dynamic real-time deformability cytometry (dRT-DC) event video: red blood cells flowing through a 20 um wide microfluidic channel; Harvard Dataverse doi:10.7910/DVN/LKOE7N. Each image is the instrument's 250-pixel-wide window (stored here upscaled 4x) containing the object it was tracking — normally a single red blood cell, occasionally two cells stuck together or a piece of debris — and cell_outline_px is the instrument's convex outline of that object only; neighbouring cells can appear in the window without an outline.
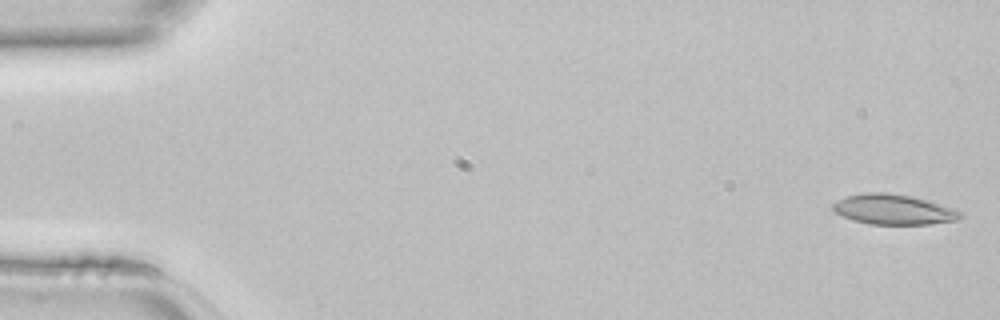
{"species": "common noctule bat (a hibernating species)", "species_latin": "Nyctalus noctula", "temperature_condition": "room temperature", "stored_images_in_passage": 45, "camera_frame_rate_fps": 3000, "um_per_image_px": 0.085, "animal": {"sex": "female", "body_mass_g": 22.7, "forearm_length_mm": 54.2}, "frame": {"image": 1, "passage_image": 1, "time_ms": 0.0, "image_size_px": [1000, 320], "cell_outline_px": [[964, 216], [956, 220], [928, 224], [868, 224], [852, 220], [836, 212], [832, 208], [832, 204], [836, 200], [844, 196], [864, 192], [888, 192], [912, 196], [928, 200], [960, 212]], "centroid_in_image_um": [75.88, 17.79], "position_along_channel_um": 9.1, "area_um2": 22.37}}
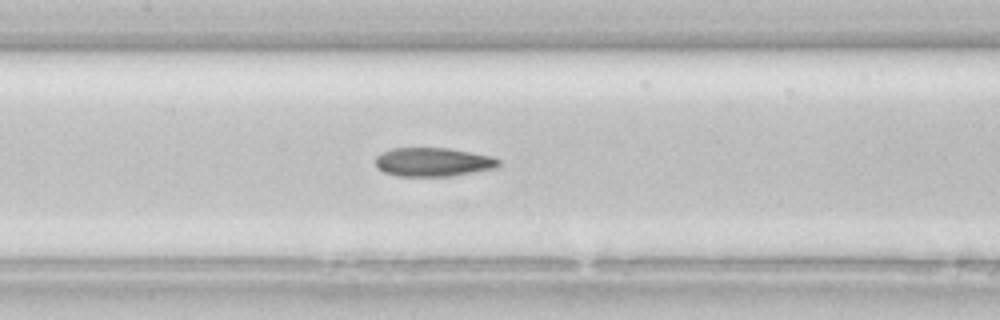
{"frame": {"image": 2, "passage_image": 21, "time_ms": 6.667, "image_size_px": [1000, 320], "cell_outline_px": [[500, 164], [496, 168], [452, 176], [396, 176], [384, 172], [376, 168], [376, 156], [392, 148], [448, 148], [492, 156], [500, 160]], "centroid_in_image_um": [36.81, 13.78], "position_along_channel_um": 170.6, "area_um2": 20.69}}
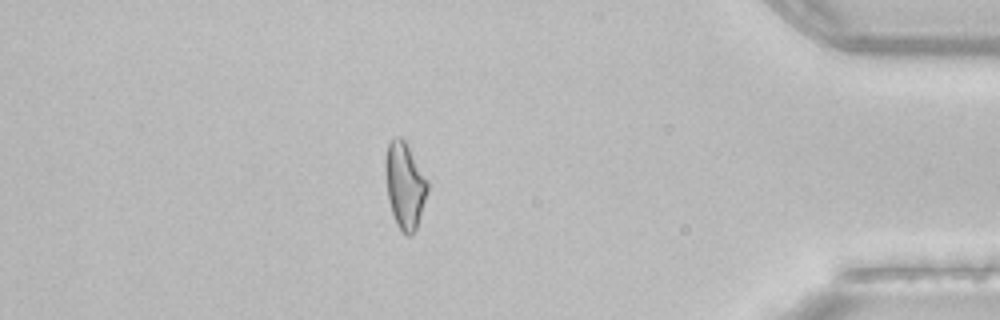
{"frame": {"image": 3, "passage_image": 39, "time_ms": 12.667, "image_size_px": [1000, 320], "cell_outline_px": [[428, 192], [416, 228], [408, 236], [396, 224], [388, 200], [384, 172], [384, 160], [388, 144], [396, 136], [400, 136], [404, 140], [428, 180]], "centroid_in_image_um": [34.39, 15.73], "position_along_channel_um": 400.8, "area_um2": 21.04}}